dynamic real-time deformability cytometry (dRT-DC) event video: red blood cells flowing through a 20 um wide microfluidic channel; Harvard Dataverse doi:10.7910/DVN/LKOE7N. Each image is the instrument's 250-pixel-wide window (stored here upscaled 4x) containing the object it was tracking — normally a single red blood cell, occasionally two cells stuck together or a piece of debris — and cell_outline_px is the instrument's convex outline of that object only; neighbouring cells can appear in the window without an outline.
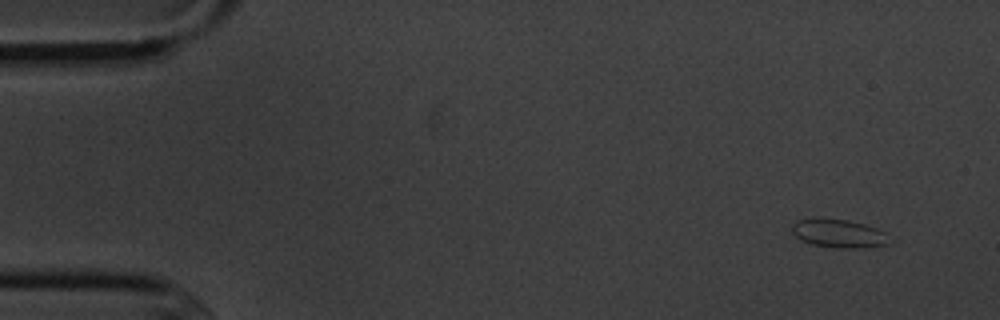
{"species": "common noctule bat (a hibernating species)", "species_latin": "Nyctalus noctula", "temperature_condition": "cold", "stored_images_in_passage": 5, "camera_frame_rate_fps": 3000, "um_per_image_px": 0.085, "animal": {"sex": "male", "body_mass_g": 20.1, "forearm_length_mm": 53.5}, "frame": {"image": 1, "passage_image": 1, "time_ms": 0.0, "image_size_px": [1000, 320], "cell_outline_px": [[896, 240], [888, 244], [856, 248], [840, 248], [812, 244], [796, 236], [792, 232], [792, 224], [796, 220], [816, 216], [848, 220], [864, 224], [876, 228], [884, 232]], "centroid_in_image_um": [71.31, 19.81], "position_along_channel_um": 13.7, "area_um2": 16.47}}
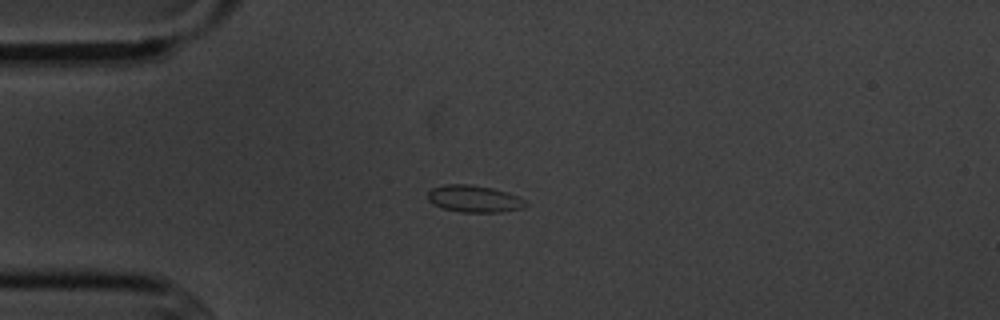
{"frame": {"image": 2, "passage_image": 4, "time_ms": 3.333, "image_size_px": [1000, 320], "cell_outline_px": [[528, 204], [524, 208], [500, 212], [460, 212], [444, 208], [432, 204], [428, 200], [428, 192], [432, 188], [448, 184], [468, 184], [492, 188], [516, 196], [524, 200]], "centroid_in_image_um": [40.28, 16.9], "position_along_channel_um": 44.7, "area_um2": 15.2}}
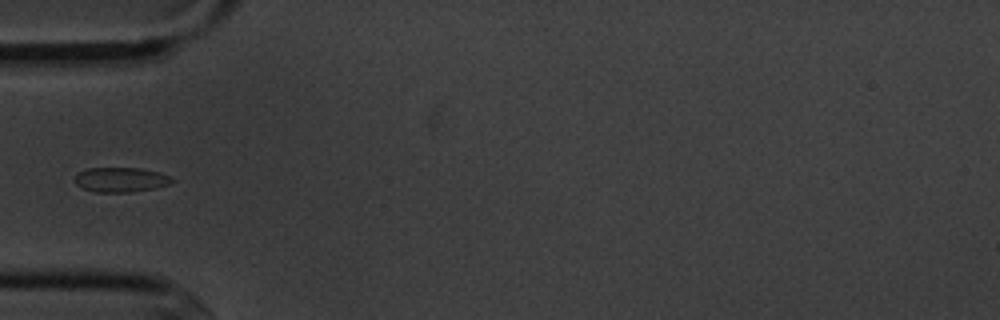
{"frame": {"image": 3, "passage_image": 5, "time_ms": 4.667, "image_size_px": [1000, 320], "cell_outline_px": [[176, 180], [168, 184], [156, 188], [132, 192], [96, 192], [80, 188], [76, 184], [76, 176], [80, 172], [88, 168], [140, 168], [160, 172]], "centroid_in_image_um": [10.28, 15.28], "position_along_channel_um": 74.7, "area_um2": 13.99}}